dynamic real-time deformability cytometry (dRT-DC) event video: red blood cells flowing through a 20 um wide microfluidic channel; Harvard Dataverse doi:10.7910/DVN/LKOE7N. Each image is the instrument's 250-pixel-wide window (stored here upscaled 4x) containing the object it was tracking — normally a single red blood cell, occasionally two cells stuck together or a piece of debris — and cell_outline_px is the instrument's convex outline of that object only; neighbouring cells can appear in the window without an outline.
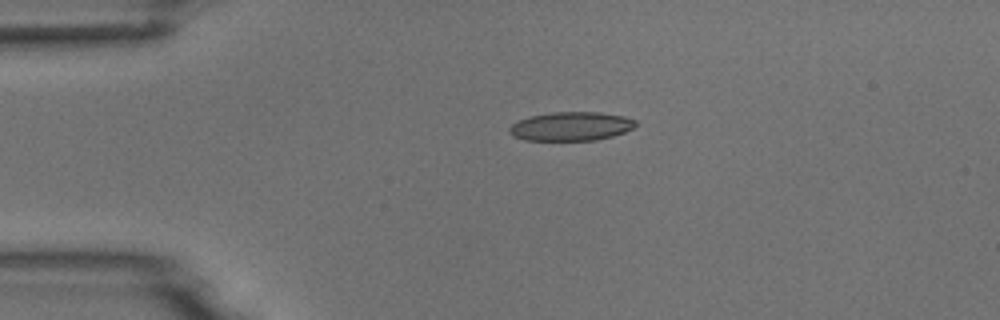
{"species": "common noctule bat (a hibernating species)", "species_latin": "Nyctalus noctula", "temperature_condition": "room temperature", "stored_images_in_passage": 3, "camera_frame_rate_fps": 3000, "um_per_image_px": 0.085, "animal": {"sex": "male", "body_mass_g": 18.8}, "frame": {"image": 1, "passage_image": 3, "time_ms": 2.333, "image_size_px": [1000, 320], "cell_outline_px": [[636, 124], [632, 128], [624, 132], [612, 136], [596, 140], [524, 140], [512, 136], [508, 132], [508, 128], [516, 120], [528, 116], [552, 112], [600, 112], [624, 116], [636, 120]], "centroid_in_image_um": [48.48, 10.73], "position_along_channel_um": 36.5, "area_um2": 21.39}}